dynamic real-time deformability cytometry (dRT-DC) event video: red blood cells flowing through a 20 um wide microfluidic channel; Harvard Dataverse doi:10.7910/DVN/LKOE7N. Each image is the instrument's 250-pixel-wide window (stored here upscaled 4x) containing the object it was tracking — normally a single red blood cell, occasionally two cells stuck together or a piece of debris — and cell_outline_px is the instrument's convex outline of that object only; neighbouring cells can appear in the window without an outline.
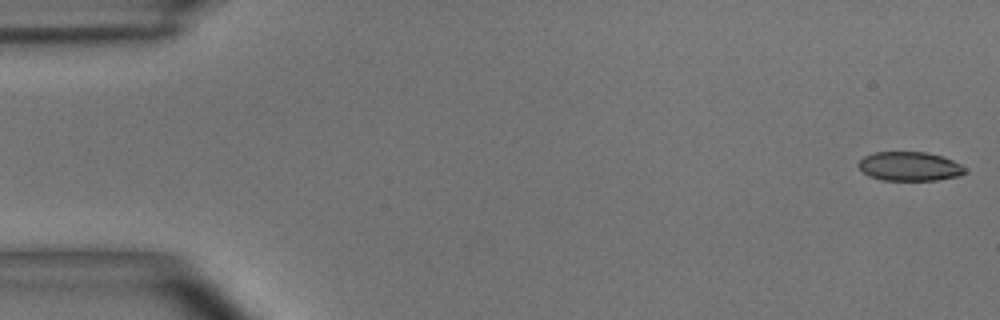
{"species": "common noctule bat (a hibernating species)", "species_latin": "Nyctalus noctula", "temperature_condition": "room temperature", "stored_images_in_passage": 7, "camera_frame_rate_fps": 3000, "um_per_image_px": 0.085, "animal": {"sex": "male", "body_mass_g": 15.6}, "frame": {"image": 1, "passage_image": 1, "time_ms": 0.0, "image_size_px": [1000, 320], "cell_outline_px": [[964, 172], [960, 176], [936, 180], [884, 180], [868, 176], [860, 168], [860, 160], [864, 156], [872, 152], [928, 152], [952, 160], [960, 164], [964, 168]], "centroid_in_image_um": [77.3, 14.14], "position_along_channel_um": 7.7, "area_um2": 17.86}}